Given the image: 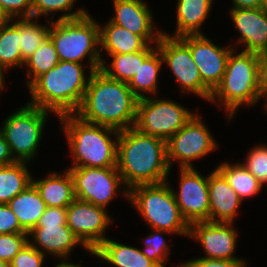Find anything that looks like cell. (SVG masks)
Returning a JSON list of instances; mask_svg holds the SVG:
<instances>
[{"instance_id": "obj_7", "label": "cell", "mask_w": 267, "mask_h": 267, "mask_svg": "<svg viewBox=\"0 0 267 267\" xmlns=\"http://www.w3.org/2000/svg\"><path fill=\"white\" fill-rule=\"evenodd\" d=\"M124 195L153 230L189 236L190 225L182 216L173 189L167 182L137 185L125 190Z\"/></svg>"}, {"instance_id": "obj_14", "label": "cell", "mask_w": 267, "mask_h": 267, "mask_svg": "<svg viewBox=\"0 0 267 267\" xmlns=\"http://www.w3.org/2000/svg\"><path fill=\"white\" fill-rule=\"evenodd\" d=\"M180 170L179 193H173L182 216L189 225L209 221L208 177H202L194 167Z\"/></svg>"}, {"instance_id": "obj_25", "label": "cell", "mask_w": 267, "mask_h": 267, "mask_svg": "<svg viewBox=\"0 0 267 267\" xmlns=\"http://www.w3.org/2000/svg\"><path fill=\"white\" fill-rule=\"evenodd\" d=\"M212 6V0H178L177 30L175 36L198 35L199 27L206 20Z\"/></svg>"}, {"instance_id": "obj_30", "label": "cell", "mask_w": 267, "mask_h": 267, "mask_svg": "<svg viewBox=\"0 0 267 267\" xmlns=\"http://www.w3.org/2000/svg\"><path fill=\"white\" fill-rule=\"evenodd\" d=\"M217 169L241 200L257 194L262 189L263 185L242 164L231 165L225 162Z\"/></svg>"}, {"instance_id": "obj_36", "label": "cell", "mask_w": 267, "mask_h": 267, "mask_svg": "<svg viewBox=\"0 0 267 267\" xmlns=\"http://www.w3.org/2000/svg\"><path fill=\"white\" fill-rule=\"evenodd\" d=\"M45 254L28 241L9 262L10 267H42Z\"/></svg>"}, {"instance_id": "obj_20", "label": "cell", "mask_w": 267, "mask_h": 267, "mask_svg": "<svg viewBox=\"0 0 267 267\" xmlns=\"http://www.w3.org/2000/svg\"><path fill=\"white\" fill-rule=\"evenodd\" d=\"M28 235H32L35 242L40 247L42 246L41 248L44 250H40L38 245L30 242L42 254L47 252L64 259L68 257L69 252L76 244L83 245L67 224H44V227H34Z\"/></svg>"}, {"instance_id": "obj_34", "label": "cell", "mask_w": 267, "mask_h": 267, "mask_svg": "<svg viewBox=\"0 0 267 267\" xmlns=\"http://www.w3.org/2000/svg\"><path fill=\"white\" fill-rule=\"evenodd\" d=\"M242 165L263 185L267 182V147L258 146L247 155Z\"/></svg>"}, {"instance_id": "obj_38", "label": "cell", "mask_w": 267, "mask_h": 267, "mask_svg": "<svg viewBox=\"0 0 267 267\" xmlns=\"http://www.w3.org/2000/svg\"><path fill=\"white\" fill-rule=\"evenodd\" d=\"M0 6L11 19L32 18V0H0Z\"/></svg>"}, {"instance_id": "obj_46", "label": "cell", "mask_w": 267, "mask_h": 267, "mask_svg": "<svg viewBox=\"0 0 267 267\" xmlns=\"http://www.w3.org/2000/svg\"><path fill=\"white\" fill-rule=\"evenodd\" d=\"M56 267H81V266L80 265H75V264H72V263H69V262L66 263V261L63 260V261H61L60 264H57Z\"/></svg>"}, {"instance_id": "obj_37", "label": "cell", "mask_w": 267, "mask_h": 267, "mask_svg": "<svg viewBox=\"0 0 267 267\" xmlns=\"http://www.w3.org/2000/svg\"><path fill=\"white\" fill-rule=\"evenodd\" d=\"M75 0H32V18L44 14L47 16L53 11H69Z\"/></svg>"}, {"instance_id": "obj_48", "label": "cell", "mask_w": 267, "mask_h": 267, "mask_svg": "<svg viewBox=\"0 0 267 267\" xmlns=\"http://www.w3.org/2000/svg\"><path fill=\"white\" fill-rule=\"evenodd\" d=\"M3 72L0 70V91L4 88V83H3Z\"/></svg>"}, {"instance_id": "obj_17", "label": "cell", "mask_w": 267, "mask_h": 267, "mask_svg": "<svg viewBox=\"0 0 267 267\" xmlns=\"http://www.w3.org/2000/svg\"><path fill=\"white\" fill-rule=\"evenodd\" d=\"M113 2L115 16L110 22L140 35L148 44L151 41L152 43L159 41L163 32L153 31L151 11L142 0H113Z\"/></svg>"}, {"instance_id": "obj_12", "label": "cell", "mask_w": 267, "mask_h": 267, "mask_svg": "<svg viewBox=\"0 0 267 267\" xmlns=\"http://www.w3.org/2000/svg\"><path fill=\"white\" fill-rule=\"evenodd\" d=\"M68 170L76 198L103 208L114 198L119 185L124 184L117 168L75 167Z\"/></svg>"}, {"instance_id": "obj_42", "label": "cell", "mask_w": 267, "mask_h": 267, "mask_svg": "<svg viewBox=\"0 0 267 267\" xmlns=\"http://www.w3.org/2000/svg\"><path fill=\"white\" fill-rule=\"evenodd\" d=\"M16 160L11 155L9 145L5 141L4 133L0 129V167L15 163Z\"/></svg>"}, {"instance_id": "obj_21", "label": "cell", "mask_w": 267, "mask_h": 267, "mask_svg": "<svg viewBox=\"0 0 267 267\" xmlns=\"http://www.w3.org/2000/svg\"><path fill=\"white\" fill-rule=\"evenodd\" d=\"M65 173H52L46 179L32 180L47 207L67 208L76 199L72 176L69 170Z\"/></svg>"}, {"instance_id": "obj_3", "label": "cell", "mask_w": 267, "mask_h": 267, "mask_svg": "<svg viewBox=\"0 0 267 267\" xmlns=\"http://www.w3.org/2000/svg\"><path fill=\"white\" fill-rule=\"evenodd\" d=\"M82 66L77 62L60 61L29 86L33 99L27 104L53 111L58 117L76 113L89 82Z\"/></svg>"}, {"instance_id": "obj_26", "label": "cell", "mask_w": 267, "mask_h": 267, "mask_svg": "<svg viewBox=\"0 0 267 267\" xmlns=\"http://www.w3.org/2000/svg\"><path fill=\"white\" fill-rule=\"evenodd\" d=\"M148 44L143 50L134 53L108 54L113 58L111 68L105 63L101 64L100 70L108 77L121 82L129 83L140 67V64L154 51Z\"/></svg>"}, {"instance_id": "obj_29", "label": "cell", "mask_w": 267, "mask_h": 267, "mask_svg": "<svg viewBox=\"0 0 267 267\" xmlns=\"http://www.w3.org/2000/svg\"><path fill=\"white\" fill-rule=\"evenodd\" d=\"M20 42V19L10 25L9 23L0 27V70L14 66H23Z\"/></svg>"}, {"instance_id": "obj_43", "label": "cell", "mask_w": 267, "mask_h": 267, "mask_svg": "<svg viewBox=\"0 0 267 267\" xmlns=\"http://www.w3.org/2000/svg\"><path fill=\"white\" fill-rule=\"evenodd\" d=\"M235 5L233 9H257L260 8L262 0H232Z\"/></svg>"}, {"instance_id": "obj_8", "label": "cell", "mask_w": 267, "mask_h": 267, "mask_svg": "<svg viewBox=\"0 0 267 267\" xmlns=\"http://www.w3.org/2000/svg\"><path fill=\"white\" fill-rule=\"evenodd\" d=\"M47 113V110L26 104L5 120L1 130L16 161L28 162L35 156ZM14 152L18 154L16 157Z\"/></svg>"}, {"instance_id": "obj_40", "label": "cell", "mask_w": 267, "mask_h": 267, "mask_svg": "<svg viewBox=\"0 0 267 267\" xmlns=\"http://www.w3.org/2000/svg\"><path fill=\"white\" fill-rule=\"evenodd\" d=\"M26 233L7 204H0V234Z\"/></svg>"}, {"instance_id": "obj_6", "label": "cell", "mask_w": 267, "mask_h": 267, "mask_svg": "<svg viewBox=\"0 0 267 267\" xmlns=\"http://www.w3.org/2000/svg\"><path fill=\"white\" fill-rule=\"evenodd\" d=\"M73 115L60 116L73 154L72 168H117V141L111 140L108 134L119 135L120 131L82 121Z\"/></svg>"}, {"instance_id": "obj_16", "label": "cell", "mask_w": 267, "mask_h": 267, "mask_svg": "<svg viewBox=\"0 0 267 267\" xmlns=\"http://www.w3.org/2000/svg\"><path fill=\"white\" fill-rule=\"evenodd\" d=\"M232 222H195L190 225V237L197 239L209 259H239L233 257L237 233Z\"/></svg>"}, {"instance_id": "obj_11", "label": "cell", "mask_w": 267, "mask_h": 267, "mask_svg": "<svg viewBox=\"0 0 267 267\" xmlns=\"http://www.w3.org/2000/svg\"><path fill=\"white\" fill-rule=\"evenodd\" d=\"M194 115L176 134L166 141L167 162L170 168L172 161L179 160L181 168H193L190 163L218 147L210 132Z\"/></svg>"}, {"instance_id": "obj_47", "label": "cell", "mask_w": 267, "mask_h": 267, "mask_svg": "<svg viewBox=\"0 0 267 267\" xmlns=\"http://www.w3.org/2000/svg\"><path fill=\"white\" fill-rule=\"evenodd\" d=\"M260 10L267 15V0H262Z\"/></svg>"}, {"instance_id": "obj_5", "label": "cell", "mask_w": 267, "mask_h": 267, "mask_svg": "<svg viewBox=\"0 0 267 267\" xmlns=\"http://www.w3.org/2000/svg\"><path fill=\"white\" fill-rule=\"evenodd\" d=\"M49 38L53 42L60 61L81 63L89 56L91 71L101 68L100 25L85 10L65 13L50 24Z\"/></svg>"}, {"instance_id": "obj_9", "label": "cell", "mask_w": 267, "mask_h": 267, "mask_svg": "<svg viewBox=\"0 0 267 267\" xmlns=\"http://www.w3.org/2000/svg\"><path fill=\"white\" fill-rule=\"evenodd\" d=\"M193 116L191 111L176 102L145 97L138 100L134 127L144 134L167 141Z\"/></svg>"}, {"instance_id": "obj_18", "label": "cell", "mask_w": 267, "mask_h": 267, "mask_svg": "<svg viewBox=\"0 0 267 267\" xmlns=\"http://www.w3.org/2000/svg\"><path fill=\"white\" fill-rule=\"evenodd\" d=\"M230 15L241 33L239 42H244V52L263 55L267 51V15L260 8L231 9Z\"/></svg>"}, {"instance_id": "obj_41", "label": "cell", "mask_w": 267, "mask_h": 267, "mask_svg": "<svg viewBox=\"0 0 267 267\" xmlns=\"http://www.w3.org/2000/svg\"><path fill=\"white\" fill-rule=\"evenodd\" d=\"M44 224H67V208L46 207L35 227H44Z\"/></svg>"}, {"instance_id": "obj_28", "label": "cell", "mask_w": 267, "mask_h": 267, "mask_svg": "<svg viewBox=\"0 0 267 267\" xmlns=\"http://www.w3.org/2000/svg\"><path fill=\"white\" fill-rule=\"evenodd\" d=\"M153 51L143 62L140 64L138 72L134 75L128 83L129 88L138 99H143L147 96L140 92L156 93L158 72L163 64L162 56L159 50Z\"/></svg>"}, {"instance_id": "obj_31", "label": "cell", "mask_w": 267, "mask_h": 267, "mask_svg": "<svg viewBox=\"0 0 267 267\" xmlns=\"http://www.w3.org/2000/svg\"><path fill=\"white\" fill-rule=\"evenodd\" d=\"M60 62L55 46L48 37L39 48L25 60V65L29 68L28 76L33 78L27 81L28 87L41 75L48 72Z\"/></svg>"}, {"instance_id": "obj_49", "label": "cell", "mask_w": 267, "mask_h": 267, "mask_svg": "<svg viewBox=\"0 0 267 267\" xmlns=\"http://www.w3.org/2000/svg\"><path fill=\"white\" fill-rule=\"evenodd\" d=\"M0 267H10V263L4 260H0Z\"/></svg>"}, {"instance_id": "obj_13", "label": "cell", "mask_w": 267, "mask_h": 267, "mask_svg": "<svg viewBox=\"0 0 267 267\" xmlns=\"http://www.w3.org/2000/svg\"><path fill=\"white\" fill-rule=\"evenodd\" d=\"M111 220L105 208L77 198L67 207V226L88 251L107 239L103 236Z\"/></svg>"}, {"instance_id": "obj_39", "label": "cell", "mask_w": 267, "mask_h": 267, "mask_svg": "<svg viewBox=\"0 0 267 267\" xmlns=\"http://www.w3.org/2000/svg\"><path fill=\"white\" fill-rule=\"evenodd\" d=\"M180 267H246V264L241 259H209L202 257L182 263Z\"/></svg>"}, {"instance_id": "obj_2", "label": "cell", "mask_w": 267, "mask_h": 267, "mask_svg": "<svg viewBox=\"0 0 267 267\" xmlns=\"http://www.w3.org/2000/svg\"><path fill=\"white\" fill-rule=\"evenodd\" d=\"M117 139V170L130 190L137 185L167 182L170 171L166 141L130 127L119 132Z\"/></svg>"}, {"instance_id": "obj_24", "label": "cell", "mask_w": 267, "mask_h": 267, "mask_svg": "<svg viewBox=\"0 0 267 267\" xmlns=\"http://www.w3.org/2000/svg\"><path fill=\"white\" fill-rule=\"evenodd\" d=\"M101 50L107 54L134 53L143 50L148 43L140 36L109 21L100 27Z\"/></svg>"}, {"instance_id": "obj_10", "label": "cell", "mask_w": 267, "mask_h": 267, "mask_svg": "<svg viewBox=\"0 0 267 267\" xmlns=\"http://www.w3.org/2000/svg\"><path fill=\"white\" fill-rule=\"evenodd\" d=\"M156 44L163 62L168 64L182 86L181 90L195 93L209 101L212 92L203 84L189 47L179 37H171L166 33L161 35Z\"/></svg>"}, {"instance_id": "obj_33", "label": "cell", "mask_w": 267, "mask_h": 267, "mask_svg": "<svg viewBox=\"0 0 267 267\" xmlns=\"http://www.w3.org/2000/svg\"><path fill=\"white\" fill-rule=\"evenodd\" d=\"M154 232V234L152 233L145 239V249L141 250V252L159 267H165L163 263L165 262V257L169 255L167 254L169 246L160 234L167 233V231L155 229Z\"/></svg>"}, {"instance_id": "obj_44", "label": "cell", "mask_w": 267, "mask_h": 267, "mask_svg": "<svg viewBox=\"0 0 267 267\" xmlns=\"http://www.w3.org/2000/svg\"><path fill=\"white\" fill-rule=\"evenodd\" d=\"M262 57V83L267 95V51L261 56Z\"/></svg>"}, {"instance_id": "obj_23", "label": "cell", "mask_w": 267, "mask_h": 267, "mask_svg": "<svg viewBox=\"0 0 267 267\" xmlns=\"http://www.w3.org/2000/svg\"><path fill=\"white\" fill-rule=\"evenodd\" d=\"M91 254L115 265V267H159L146 257L140 249L123 245L107 238Z\"/></svg>"}, {"instance_id": "obj_19", "label": "cell", "mask_w": 267, "mask_h": 267, "mask_svg": "<svg viewBox=\"0 0 267 267\" xmlns=\"http://www.w3.org/2000/svg\"><path fill=\"white\" fill-rule=\"evenodd\" d=\"M208 192L209 221L233 223L242 200L218 169L208 176Z\"/></svg>"}, {"instance_id": "obj_45", "label": "cell", "mask_w": 267, "mask_h": 267, "mask_svg": "<svg viewBox=\"0 0 267 267\" xmlns=\"http://www.w3.org/2000/svg\"><path fill=\"white\" fill-rule=\"evenodd\" d=\"M11 20H13V19H11V18L7 15V13L3 10V8L0 6V27H1L2 25H5V24L11 22Z\"/></svg>"}, {"instance_id": "obj_4", "label": "cell", "mask_w": 267, "mask_h": 267, "mask_svg": "<svg viewBox=\"0 0 267 267\" xmlns=\"http://www.w3.org/2000/svg\"><path fill=\"white\" fill-rule=\"evenodd\" d=\"M231 51L224 76L211 93L209 101L216 97L229 112V120L240 105H253L260 97L267 95L262 83V57L255 53L242 51L233 55Z\"/></svg>"}, {"instance_id": "obj_27", "label": "cell", "mask_w": 267, "mask_h": 267, "mask_svg": "<svg viewBox=\"0 0 267 267\" xmlns=\"http://www.w3.org/2000/svg\"><path fill=\"white\" fill-rule=\"evenodd\" d=\"M33 177L26 168V162L16 161L0 167V204H7L29 185Z\"/></svg>"}, {"instance_id": "obj_15", "label": "cell", "mask_w": 267, "mask_h": 267, "mask_svg": "<svg viewBox=\"0 0 267 267\" xmlns=\"http://www.w3.org/2000/svg\"><path fill=\"white\" fill-rule=\"evenodd\" d=\"M190 49L203 84L213 92L224 76L229 55L234 49H223L203 34L179 37Z\"/></svg>"}, {"instance_id": "obj_22", "label": "cell", "mask_w": 267, "mask_h": 267, "mask_svg": "<svg viewBox=\"0 0 267 267\" xmlns=\"http://www.w3.org/2000/svg\"><path fill=\"white\" fill-rule=\"evenodd\" d=\"M7 205L16 215L21 228L26 233L37 225L47 207L33 184L12 198Z\"/></svg>"}, {"instance_id": "obj_32", "label": "cell", "mask_w": 267, "mask_h": 267, "mask_svg": "<svg viewBox=\"0 0 267 267\" xmlns=\"http://www.w3.org/2000/svg\"><path fill=\"white\" fill-rule=\"evenodd\" d=\"M33 18L20 20V50L25 61L49 37L50 27L32 22Z\"/></svg>"}, {"instance_id": "obj_35", "label": "cell", "mask_w": 267, "mask_h": 267, "mask_svg": "<svg viewBox=\"0 0 267 267\" xmlns=\"http://www.w3.org/2000/svg\"><path fill=\"white\" fill-rule=\"evenodd\" d=\"M28 233L0 234V260L10 262L29 241Z\"/></svg>"}, {"instance_id": "obj_1", "label": "cell", "mask_w": 267, "mask_h": 267, "mask_svg": "<svg viewBox=\"0 0 267 267\" xmlns=\"http://www.w3.org/2000/svg\"><path fill=\"white\" fill-rule=\"evenodd\" d=\"M83 101L75 113L82 121L118 131L135 126L138 98L128 83L91 71Z\"/></svg>"}]
</instances>
